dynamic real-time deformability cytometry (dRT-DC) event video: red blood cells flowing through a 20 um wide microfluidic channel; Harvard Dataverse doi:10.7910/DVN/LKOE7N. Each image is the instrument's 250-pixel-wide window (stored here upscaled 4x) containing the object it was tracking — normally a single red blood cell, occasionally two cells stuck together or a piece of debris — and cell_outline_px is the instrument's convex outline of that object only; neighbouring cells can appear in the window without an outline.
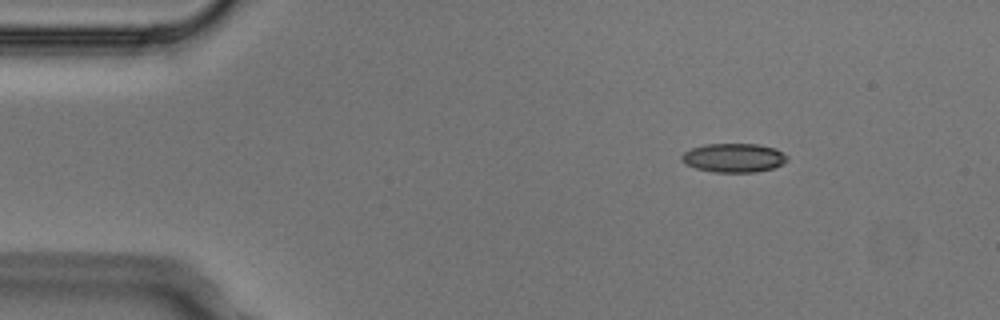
{"species": "Egyptian fruit bat (a non-hibernating species)", "species_latin": "Rousettus aegyptiacus", "temperature_condition": "cold", "stored_images_in_passage": 3, "camera_frame_rate_fps": 3000, "um_per_image_px": 0.085, "animal": {"sex": "male"}, "frame": {"image": 1, "passage_image": 1, "time_ms": 0.0, "image_size_px": [1000, 320], "cell_outline_px": [[788, 160], [772, 168], [756, 172], [712, 172], [696, 168], [680, 160], [680, 156], [684, 152], [692, 148], [704, 144], [756, 144], [776, 148], [788, 156]], "centroid_in_image_um": [62.36, 13.41], "position_along_channel_um": 22.6, "area_um2": 17.74}}